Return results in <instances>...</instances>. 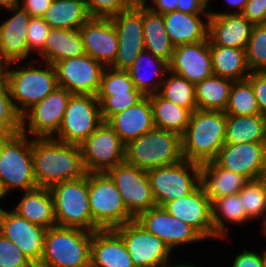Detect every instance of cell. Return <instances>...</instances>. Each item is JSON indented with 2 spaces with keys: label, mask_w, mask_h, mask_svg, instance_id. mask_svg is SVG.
I'll list each match as a JSON object with an SVG mask.
<instances>
[{
  "label": "cell",
  "mask_w": 266,
  "mask_h": 267,
  "mask_svg": "<svg viewBox=\"0 0 266 267\" xmlns=\"http://www.w3.org/2000/svg\"><path fill=\"white\" fill-rule=\"evenodd\" d=\"M34 176L38 187L77 180L87 175L80 145L50 138H32Z\"/></svg>",
  "instance_id": "cell-1"
},
{
  "label": "cell",
  "mask_w": 266,
  "mask_h": 267,
  "mask_svg": "<svg viewBox=\"0 0 266 267\" xmlns=\"http://www.w3.org/2000/svg\"><path fill=\"white\" fill-rule=\"evenodd\" d=\"M0 70L7 79L12 103L20 116L58 87L55 67L47 62L14 61Z\"/></svg>",
  "instance_id": "cell-2"
},
{
  "label": "cell",
  "mask_w": 266,
  "mask_h": 267,
  "mask_svg": "<svg viewBox=\"0 0 266 267\" xmlns=\"http://www.w3.org/2000/svg\"><path fill=\"white\" fill-rule=\"evenodd\" d=\"M225 131L223 111L195 110L181 136L183 159L200 165L214 161L225 144Z\"/></svg>",
  "instance_id": "cell-3"
},
{
  "label": "cell",
  "mask_w": 266,
  "mask_h": 267,
  "mask_svg": "<svg viewBox=\"0 0 266 267\" xmlns=\"http://www.w3.org/2000/svg\"><path fill=\"white\" fill-rule=\"evenodd\" d=\"M32 138L23 133L0 137V194L6 200L16 192L37 188Z\"/></svg>",
  "instance_id": "cell-4"
},
{
  "label": "cell",
  "mask_w": 266,
  "mask_h": 267,
  "mask_svg": "<svg viewBox=\"0 0 266 267\" xmlns=\"http://www.w3.org/2000/svg\"><path fill=\"white\" fill-rule=\"evenodd\" d=\"M93 232L54 226L47 229L36 267H89Z\"/></svg>",
  "instance_id": "cell-5"
},
{
  "label": "cell",
  "mask_w": 266,
  "mask_h": 267,
  "mask_svg": "<svg viewBox=\"0 0 266 267\" xmlns=\"http://www.w3.org/2000/svg\"><path fill=\"white\" fill-rule=\"evenodd\" d=\"M182 160L181 136L164 129L154 128L125 146V161L144 171Z\"/></svg>",
  "instance_id": "cell-6"
},
{
  "label": "cell",
  "mask_w": 266,
  "mask_h": 267,
  "mask_svg": "<svg viewBox=\"0 0 266 267\" xmlns=\"http://www.w3.org/2000/svg\"><path fill=\"white\" fill-rule=\"evenodd\" d=\"M53 198L57 226L89 232L100 230L93 222L88 197V173L77 179L49 187Z\"/></svg>",
  "instance_id": "cell-7"
},
{
  "label": "cell",
  "mask_w": 266,
  "mask_h": 267,
  "mask_svg": "<svg viewBox=\"0 0 266 267\" xmlns=\"http://www.w3.org/2000/svg\"><path fill=\"white\" fill-rule=\"evenodd\" d=\"M88 197L93 222L100 230L114 229L135 219L105 172L88 173Z\"/></svg>",
  "instance_id": "cell-8"
},
{
  "label": "cell",
  "mask_w": 266,
  "mask_h": 267,
  "mask_svg": "<svg viewBox=\"0 0 266 267\" xmlns=\"http://www.w3.org/2000/svg\"><path fill=\"white\" fill-rule=\"evenodd\" d=\"M200 169V164L183 159L172 165L148 170L156 206L190 194L200 184Z\"/></svg>",
  "instance_id": "cell-9"
},
{
  "label": "cell",
  "mask_w": 266,
  "mask_h": 267,
  "mask_svg": "<svg viewBox=\"0 0 266 267\" xmlns=\"http://www.w3.org/2000/svg\"><path fill=\"white\" fill-rule=\"evenodd\" d=\"M113 230L122 238L135 267H167L176 263L170 247L135 219Z\"/></svg>",
  "instance_id": "cell-10"
},
{
  "label": "cell",
  "mask_w": 266,
  "mask_h": 267,
  "mask_svg": "<svg viewBox=\"0 0 266 267\" xmlns=\"http://www.w3.org/2000/svg\"><path fill=\"white\" fill-rule=\"evenodd\" d=\"M103 122L96 95L72 94L54 139L80 145Z\"/></svg>",
  "instance_id": "cell-11"
},
{
  "label": "cell",
  "mask_w": 266,
  "mask_h": 267,
  "mask_svg": "<svg viewBox=\"0 0 266 267\" xmlns=\"http://www.w3.org/2000/svg\"><path fill=\"white\" fill-rule=\"evenodd\" d=\"M71 95L66 88L58 86L21 116L20 132L31 138L54 137L59 131Z\"/></svg>",
  "instance_id": "cell-12"
},
{
  "label": "cell",
  "mask_w": 266,
  "mask_h": 267,
  "mask_svg": "<svg viewBox=\"0 0 266 267\" xmlns=\"http://www.w3.org/2000/svg\"><path fill=\"white\" fill-rule=\"evenodd\" d=\"M125 144L107 122L91 133L81 144L87 173H103L125 161Z\"/></svg>",
  "instance_id": "cell-13"
},
{
  "label": "cell",
  "mask_w": 266,
  "mask_h": 267,
  "mask_svg": "<svg viewBox=\"0 0 266 267\" xmlns=\"http://www.w3.org/2000/svg\"><path fill=\"white\" fill-rule=\"evenodd\" d=\"M105 173L115 183L125 207L134 218L156 206L147 171L124 161Z\"/></svg>",
  "instance_id": "cell-14"
},
{
  "label": "cell",
  "mask_w": 266,
  "mask_h": 267,
  "mask_svg": "<svg viewBox=\"0 0 266 267\" xmlns=\"http://www.w3.org/2000/svg\"><path fill=\"white\" fill-rule=\"evenodd\" d=\"M117 30L118 53L110 66L128 70L137 56L145 50L143 37V3L136 1L130 8L111 17Z\"/></svg>",
  "instance_id": "cell-15"
},
{
  "label": "cell",
  "mask_w": 266,
  "mask_h": 267,
  "mask_svg": "<svg viewBox=\"0 0 266 267\" xmlns=\"http://www.w3.org/2000/svg\"><path fill=\"white\" fill-rule=\"evenodd\" d=\"M135 220L148 232L166 243L175 252L206 240L190 225L171 216L163 206H155L141 212Z\"/></svg>",
  "instance_id": "cell-16"
},
{
  "label": "cell",
  "mask_w": 266,
  "mask_h": 267,
  "mask_svg": "<svg viewBox=\"0 0 266 267\" xmlns=\"http://www.w3.org/2000/svg\"><path fill=\"white\" fill-rule=\"evenodd\" d=\"M58 86L71 94L97 95L104 69L90 55L64 59L54 64Z\"/></svg>",
  "instance_id": "cell-17"
},
{
  "label": "cell",
  "mask_w": 266,
  "mask_h": 267,
  "mask_svg": "<svg viewBox=\"0 0 266 267\" xmlns=\"http://www.w3.org/2000/svg\"><path fill=\"white\" fill-rule=\"evenodd\" d=\"M47 229L29 222L10 207L0 209V234L11 240L30 261L40 263Z\"/></svg>",
  "instance_id": "cell-18"
},
{
  "label": "cell",
  "mask_w": 266,
  "mask_h": 267,
  "mask_svg": "<svg viewBox=\"0 0 266 267\" xmlns=\"http://www.w3.org/2000/svg\"><path fill=\"white\" fill-rule=\"evenodd\" d=\"M4 11L9 15L0 23V68L14 61L34 60L27 47L30 14L20 5Z\"/></svg>",
  "instance_id": "cell-19"
},
{
  "label": "cell",
  "mask_w": 266,
  "mask_h": 267,
  "mask_svg": "<svg viewBox=\"0 0 266 267\" xmlns=\"http://www.w3.org/2000/svg\"><path fill=\"white\" fill-rule=\"evenodd\" d=\"M163 208L173 217L193 227L205 240L214 241L212 202L199 184L190 194L167 202Z\"/></svg>",
  "instance_id": "cell-20"
},
{
  "label": "cell",
  "mask_w": 266,
  "mask_h": 267,
  "mask_svg": "<svg viewBox=\"0 0 266 267\" xmlns=\"http://www.w3.org/2000/svg\"><path fill=\"white\" fill-rule=\"evenodd\" d=\"M214 161L247 180L266 177L262 142L224 144Z\"/></svg>",
  "instance_id": "cell-21"
},
{
  "label": "cell",
  "mask_w": 266,
  "mask_h": 267,
  "mask_svg": "<svg viewBox=\"0 0 266 267\" xmlns=\"http://www.w3.org/2000/svg\"><path fill=\"white\" fill-rule=\"evenodd\" d=\"M79 32L87 55L110 67L118 53L117 30L111 18H90Z\"/></svg>",
  "instance_id": "cell-22"
},
{
  "label": "cell",
  "mask_w": 266,
  "mask_h": 267,
  "mask_svg": "<svg viewBox=\"0 0 266 267\" xmlns=\"http://www.w3.org/2000/svg\"><path fill=\"white\" fill-rule=\"evenodd\" d=\"M169 70L193 84L214 75L209 39L174 47Z\"/></svg>",
  "instance_id": "cell-23"
},
{
  "label": "cell",
  "mask_w": 266,
  "mask_h": 267,
  "mask_svg": "<svg viewBox=\"0 0 266 267\" xmlns=\"http://www.w3.org/2000/svg\"><path fill=\"white\" fill-rule=\"evenodd\" d=\"M254 24L242 14L209 16L208 38L210 45L245 49Z\"/></svg>",
  "instance_id": "cell-24"
},
{
  "label": "cell",
  "mask_w": 266,
  "mask_h": 267,
  "mask_svg": "<svg viewBox=\"0 0 266 267\" xmlns=\"http://www.w3.org/2000/svg\"><path fill=\"white\" fill-rule=\"evenodd\" d=\"M127 145L131 140L155 128L149 96H144L135 105L116 113L106 121Z\"/></svg>",
  "instance_id": "cell-25"
},
{
  "label": "cell",
  "mask_w": 266,
  "mask_h": 267,
  "mask_svg": "<svg viewBox=\"0 0 266 267\" xmlns=\"http://www.w3.org/2000/svg\"><path fill=\"white\" fill-rule=\"evenodd\" d=\"M210 14L172 11L163 14L169 39L174 47L208 40Z\"/></svg>",
  "instance_id": "cell-26"
},
{
  "label": "cell",
  "mask_w": 266,
  "mask_h": 267,
  "mask_svg": "<svg viewBox=\"0 0 266 267\" xmlns=\"http://www.w3.org/2000/svg\"><path fill=\"white\" fill-rule=\"evenodd\" d=\"M91 267H135L122 238L113 230L92 234Z\"/></svg>",
  "instance_id": "cell-27"
},
{
  "label": "cell",
  "mask_w": 266,
  "mask_h": 267,
  "mask_svg": "<svg viewBox=\"0 0 266 267\" xmlns=\"http://www.w3.org/2000/svg\"><path fill=\"white\" fill-rule=\"evenodd\" d=\"M22 195V196H21ZM11 209L31 223L46 229L57 226L53 198L49 188L37 187L19 194Z\"/></svg>",
  "instance_id": "cell-28"
},
{
  "label": "cell",
  "mask_w": 266,
  "mask_h": 267,
  "mask_svg": "<svg viewBox=\"0 0 266 267\" xmlns=\"http://www.w3.org/2000/svg\"><path fill=\"white\" fill-rule=\"evenodd\" d=\"M127 71L135 88L143 96H150L159 93L165 75L169 71V64L144 50Z\"/></svg>",
  "instance_id": "cell-29"
},
{
  "label": "cell",
  "mask_w": 266,
  "mask_h": 267,
  "mask_svg": "<svg viewBox=\"0 0 266 267\" xmlns=\"http://www.w3.org/2000/svg\"><path fill=\"white\" fill-rule=\"evenodd\" d=\"M239 193L226 195L212 201V220L214 226V241L227 242L231 239L230 224L239 227L252 224L253 221L246 215L242 207ZM252 222V223H251ZM229 232V233H228ZM230 236V237H229Z\"/></svg>",
  "instance_id": "cell-30"
},
{
  "label": "cell",
  "mask_w": 266,
  "mask_h": 267,
  "mask_svg": "<svg viewBox=\"0 0 266 267\" xmlns=\"http://www.w3.org/2000/svg\"><path fill=\"white\" fill-rule=\"evenodd\" d=\"M86 54L79 29L51 28L44 50L36 57V60L50 63L64 59L76 58Z\"/></svg>",
  "instance_id": "cell-31"
},
{
  "label": "cell",
  "mask_w": 266,
  "mask_h": 267,
  "mask_svg": "<svg viewBox=\"0 0 266 267\" xmlns=\"http://www.w3.org/2000/svg\"><path fill=\"white\" fill-rule=\"evenodd\" d=\"M247 181L242 175L221 168L215 161L201 164L200 184L211 202L239 193Z\"/></svg>",
  "instance_id": "cell-32"
},
{
  "label": "cell",
  "mask_w": 266,
  "mask_h": 267,
  "mask_svg": "<svg viewBox=\"0 0 266 267\" xmlns=\"http://www.w3.org/2000/svg\"><path fill=\"white\" fill-rule=\"evenodd\" d=\"M143 37L145 50L170 64L174 46L166 31L163 15L143 4Z\"/></svg>",
  "instance_id": "cell-33"
},
{
  "label": "cell",
  "mask_w": 266,
  "mask_h": 267,
  "mask_svg": "<svg viewBox=\"0 0 266 267\" xmlns=\"http://www.w3.org/2000/svg\"><path fill=\"white\" fill-rule=\"evenodd\" d=\"M210 53L214 75L232 81L244 80L250 75L245 49L210 45Z\"/></svg>",
  "instance_id": "cell-34"
},
{
  "label": "cell",
  "mask_w": 266,
  "mask_h": 267,
  "mask_svg": "<svg viewBox=\"0 0 266 267\" xmlns=\"http://www.w3.org/2000/svg\"><path fill=\"white\" fill-rule=\"evenodd\" d=\"M42 18L51 28L79 29L91 17L84 0H53Z\"/></svg>",
  "instance_id": "cell-35"
},
{
  "label": "cell",
  "mask_w": 266,
  "mask_h": 267,
  "mask_svg": "<svg viewBox=\"0 0 266 267\" xmlns=\"http://www.w3.org/2000/svg\"><path fill=\"white\" fill-rule=\"evenodd\" d=\"M234 81L212 75L195 84V98L198 110L225 111Z\"/></svg>",
  "instance_id": "cell-36"
},
{
  "label": "cell",
  "mask_w": 266,
  "mask_h": 267,
  "mask_svg": "<svg viewBox=\"0 0 266 267\" xmlns=\"http://www.w3.org/2000/svg\"><path fill=\"white\" fill-rule=\"evenodd\" d=\"M265 129L266 118L261 114L226 115L225 144L262 142Z\"/></svg>",
  "instance_id": "cell-37"
},
{
  "label": "cell",
  "mask_w": 266,
  "mask_h": 267,
  "mask_svg": "<svg viewBox=\"0 0 266 267\" xmlns=\"http://www.w3.org/2000/svg\"><path fill=\"white\" fill-rule=\"evenodd\" d=\"M149 98L155 128L172 131L182 136L189 124L191 112L164 99L159 93L150 95Z\"/></svg>",
  "instance_id": "cell-38"
},
{
  "label": "cell",
  "mask_w": 266,
  "mask_h": 267,
  "mask_svg": "<svg viewBox=\"0 0 266 267\" xmlns=\"http://www.w3.org/2000/svg\"><path fill=\"white\" fill-rule=\"evenodd\" d=\"M159 94L164 99L188 109L191 113L198 110L195 98V84L184 77L172 73L170 70L165 75Z\"/></svg>",
  "instance_id": "cell-39"
},
{
  "label": "cell",
  "mask_w": 266,
  "mask_h": 267,
  "mask_svg": "<svg viewBox=\"0 0 266 267\" xmlns=\"http://www.w3.org/2000/svg\"><path fill=\"white\" fill-rule=\"evenodd\" d=\"M239 195L246 215L261 224L266 219V177L248 180Z\"/></svg>",
  "instance_id": "cell-40"
},
{
  "label": "cell",
  "mask_w": 266,
  "mask_h": 267,
  "mask_svg": "<svg viewBox=\"0 0 266 267\" xmlns=\"http://www.w3.org/2000/svg\"><path fill=\"white\" fill-rule=\"evenodd\" d=\"M226 115L251 116L260 114L257 99L248 79L234 81L229 95Z\"/></svg>",
  "instance_id": "cell-41"
},
{
  "label": "cell",
  "mask_w": 266,
  "mask_h": 267,
  "mask_svg": "<svg viewBox=\"0 0 266 267\" xmlns=\"http://www.w3.org/2000/svg\"><path fill=\"white\" fill-rule=\"evenodd\" d=\"M20 130L21 116L12 103L7 79L0 70V137L15 135Z\"/></svg>",
  "instance_id": "cell-42"
},
{
  "label": "cell",
  "mask_w": 266,
  "mask_h": 267,
  "mask_svg": "<svg viewBox=\"0 0 266 267\" xmlns=\"http://www.w3.org/2000/svg\"><path fill=\"white\" fill-rule=\"evenodd\" d=\"M251 72L266 71V24H255L245 48Z\"/></svg>",
  "instance_id": "cell-43"
},
{
  "label": "cell",
  "mask_w": 266,
  "mask_h": 267,
  "mask_svg": "<svg viewBox=\"0 0 266 267\" xmlns=\"http://www.w3.org/2000/svg\"><path fill=\"white\" fill-rule=\"evenodd\" d=\"M100 102L101 116L106 122L111 116L135 105L144 96L139 91L113 93V95H96Z\"/></svg>",
  "instance_id": "cell-44"
},
{
  "label": "cell",
  "mask_w": 266,
  "mask_h": 267,
  "mask_svg": "<svg viewBox=\"0 0 266 267\" xmlns=\"http://www.w3.org/2000/svg\"><path fill=\"white\" fill-rule=\"evenodd\" d=\"M138 91L127 70H118L112 67L104 69L101 84L97 95H113V93H126Z\"/></svg>",
  "instance_id": "cell-45"
},
{
  "label": "cell",
  "mask_w": 266,
  "mask_h": 267,
  "mask_svg": "<svg viewBox=\"0 0 266 267\" xmlns=\"http://www.w3.org/2000/svg\"><path fill=\"white\" fill-rule=\"evenodd\" d=\"M91 18H111L130 8L136 0H84Z\"/></svg>",
  "instance_id": "cell-46"
},
{
  "label": "cell",
  "mask_w": 266,
  "mask_h": 267,
  "mask_svg": "<svg viewBox=\"0 0 266 267\" xmlns=\"http://www.w3.org/2000/svg\"><path fill=\"white\" fill-rule=\"evenodd\" d=\"M51 27L42 17H31L27 28V47L37 57L43 50Z\"/></svg>",
  "instance_id": "cell-47"
},
{
  "label": "cell",
  "mask_w": 266,
  "mask_h": 267,
  "mask_svg": "<svg viewBox=\"0 0 266 267\" xmlns=\"http://www.w3.org/2000/svg\"><path fill=\"white\" fill-rule=\"evenodd\" d=\"M0 267H36L8 238L0 234Z\"/></svg>",
  "instance_id": "cell-48"
},
{
  "label": "cell",
  "mask_w": 266,
  "mask_h": 267,
  "mask_svg": "<svg viewBox=\"0 0 266 267\" xmlns=\"http://www.w3.org/2000/svg\"><path fill=\"white\" fill-rule=\"evenodd\" d=\"M247 79L251 82L260 114L266 118V71L250 72Z\"/></svg>",
  "instance_id": "cell-49"
},
{
  "label": "cell",
  "mask_w": 266,
  "mask_h": 267,
  "mask_svg": "<svg viewBox=\"0 0 266 267\" xmlns=\"http://www.w3.org/2000/svg\"><path fill=\"white\" fill-rule=\"evenodd\" d=\"M259 252L257 248L254 250L251 247L237 250V254L232 255L233 259L229 267H263L261 252Z\"/></svg>",
  "instance_id": "cell-50"
},
{
  "label": "cell",
  "mask_w": 266,
  "mask_h": 267,
  "mask_svg": "<svg viewBox=\"0 0 266 267\" xmlns=\"http://www.w3.org/2000/svg\"><path fill=\"white\" fill-rule=\"evenodd\" d=\"M252 24H266V0H247L241 13Z\"/></svg>",
  "instance_id": "cell-51"
},
{
  "label": "cell",
  "mask_w": 266,
  "mask_h": 267,
  "mask_svg": "<svg viewBox=\"0 0 266 267\" xmlns=\"http://www.w3.org/2000/svg\"><path fill=\"white\" fill-rule=\"evenodd\" d=\"M52 2L53 0H21L20 6L26 10L31 17H42Z\"/></svg>",
  "instance_id": "cell-52"
},
{
  "label": "cell",
  "mask_w": 266,
  "mask_h": 267,
  "mask_svg": "<svg viewBox=\"0 0 266 267\" xmlns=\"http://www.w3.org/2000/svg\"><path fill=\"white\" fill-rule=\"evenodd\" d=\"M178 0H145L143 4L150 10L165 14L177 10Z\"/></svg>",
  "instance_id": "cell-53"
},
{
  "label": "cell",
  "mask_w": 266,
  "mask_h": 267,
  "mask_svg": "<svg viewBox=\"0 0 266 267\" xmlns=\"http://www.w3.org/2000/svg\"><path fill=\"white\" fill-rule=\"evenodd\" d=\"M177 11L189 14H210L209 10L199 0H178Z\"/></svg>",
  "instance_id": "cell-54"
},
{
  "label": "cell",
  "mask_w": 266,
  "mask_h": 267,
  "mask_svg": "<svg viewBox=\"0 0 266 267\" xmlns=\"http://www.w3.org/2000/svg\"><path fill=\"white\" fill-rule=\"evenodd\" d=\"M216 1V0H213ZM226 3V9L223 11L209 9L210 15H221V14H241L245 8L247 0H224Z\"/></svg>",
  "instance_id": "cell-55"
},
{
  "label": "cell",
  "mask_w": 266,
  "mask_h": 267,
  "mask_svg": "<svg viewBox=\"0 0 266 267\" xmlns=\"http://www.w3.org/2000/svg\"><path fill=\"white\" fill-rule=\"evenodd\" d=\"M20 2L21 0H0V11L3 13L4 10L19 6Z\"/></svg>",
  "instance_id": "cell-56"
},
{
  "label": "cell",
  "mask_w": 266,
  "mask_h": 267,
  "mask_svg": "<svg viewBox=\"0 0 266 267\" xmlns=\"http://www.w3.org/2000/svg\"><path fill=\"white\" fill-rule=\"evenodd\" d=\"M184 261L179 262L177 260L176 263H174L170 266H167V267H191L194 264L193 261L189 262V261H187V259Z\"/></svg>",
  "instance_id": "cell-57"
},
{
  "label": "cell",
  "mask_w": 266,
  "mask_h": 267,
  "mask_svg": "<svg viewBox=\"0 0 266 267\" xmlns=\"http://www.w3.org/2000/svg\"><path fill=\"white\" fill-rule=\"evenodd\" d=\"M260 235L262 234L263 239L266 238V219L260 224Z\"/></svg>",
  "instance_id": "cell-58"
},
{
  "label": "cell",
  "mask_w": 266,
  "mask_h": 267,
  "mask_svg": "<svg viewBox=\"0 0 266 267\" xmlns=\"http://www.w3.org/2000/svg\"><path fill=\"white\" fill-rule=\"evenodd\" d=\"M262 148H263L264 161H265V166H266V129H265L264 137L262 139Z\"/></svg>",
  "instance_id": "cell-59"
},
{
  "label": "cell",
  "mask_w": 266,
  "mask_h": 267,
  "mask_svg": "<svg viewBox=\"0 0 266 267\" xmlns=\"http://www.w3.org/2000/svg\"><path fill=\"white\" fill-rule=\"evenodd\" d=\"M263 248L264 249H260L261 257H262V265L263 267H266V247H263Z\"/></svg>",
  "instance_id": "cell-60"
},
{
  "label": "cell",
  "mask_w": 266,
  "mask_h": 267,
  "mask_svg": "<svg viewBox=\"0 0 266 267\" xmlns=\"http://www.w3.org/2000/svg\"><path fill=\"white\" fill-rule=\"evenodd\" d=\"M208 10L210 9V8H214V7H212L213 5H210L211 4V2L212 3H214L213 2V0H199Z\"/></svg>",
  "instance_id": "cell-61"
},
{
  "label": "cell",
  "mask_w": 266,
  "mask_h": 267,
  "mask_svg": "<svg viewBox=\"0 0 266 267\" xmlns=\"http://www.w3.org/2000/svg\"><path fill=\"white\" fill-rule=\"evenodd\" d=\"M196 261H194V264L191 266V267H201V266H204V265H200L199 263H198V261L195 263ZM205 267V266H204Z\"/></svg>",
  "instance_id": "cell-62"
},
{
  "label": "cell",
  "mask_w": 266,
  "mask_h": 267,
  "mask_svg": "<svg viewBox=\"0 0 266 267\" xmlns=\"http://www.w3.org/2000/svg\"><path fill=\"white\" fill-rule=\"evenodd\" d=\"M3 200H5V199L0 194V204L3 203ZM0 207H1V205H0Z\"/></svg>",
  "instance_id": "cell-63"
},
{
  "label": "cell",
  "mask_w": 266,
  "mask_h": 267,
  "mask_svg": "<svg viewBox=\"0 0 266 267\" xmlns=\"http://www.w3.org/2000/svg\"><path fill=\"white\" fill-rule=\"evenodd\" d=\"M136 1H138V2H142V3H143L145 0H136Z\"/></svg>",
  "instance_id": "cell-64"
}]
</instances>
